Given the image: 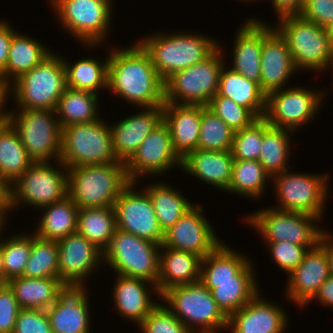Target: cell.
<instances>
[{
	"label": "cell",
	"instance_id": "6da1fadb",
	"mask_svg": "<svg viewBox=\"0 0 333 333\" xmlns=\"http://www.w3.org/2000/svg\"><path fill=\"white\" fill-rule=\"evenodd\" d=\"M107 89L139 108L164 104V81L139 42L109 53Z\"/></svg>",
	"mask_w": 333,
	"mask_h": 333
},
{
	"label": "cell",
	"instance_id": "7a4b0ae2",
	"mask_svg": "<svg viewBox=\"0 0 333 333\" xmlns=\"http://www.w3.org/2000/svg\"><path fill=\"white\" fill-rule=\"evenodd\" d=\"M129 183L122 161L67 169V195L78 208L114 207Z\"/></svg>",
	"mask_w": 333,
	"mask_h": 333
},
{
	"label": "cell",
	"instance_id": "3957f363",
	"mask_svg": "<svg viewBox=\"0 0 333 333\" xmlns=\"http://www.w3.org/2000/svg\"><path fill=\"white\" fill-rule=\"evenodd\" d=\"M149 53L160 78L165 81L173 73L189 68L209 57L219 44L203 34H154L138 41Z\"/></svg>",
	"mask_w": 333,
	"mask_h": 333
},
{
	"label": "cell",
	"instance_id": "277c9868",
	"mask_svg": "<svg viewBox=\"0 0 333 333\" xmlns=\"http://www.w3.org/2000/svg\"><path fill=\"white\" fill-rule=\"evenodd\" d=\"M160 298L168 303L166 306L192 333H217L220 329H227L228 317L200 280L172 287Z\"/></svg>",
	"mask_w": 333,
	"mask_h": 333
},
{
	"label": "cell",
	"instance_id": "5b68a950",
	"mask_svg": "<svg viewBox=\"0 0 333 333\" xmlns=\"http://www.w3.org/2000/svg\"><path fill=\"white\" fill-rule=\"evenodd\" d=\"M10 85L18 109H53L63 94L66 74L63 58L53 52ZM12 87V88H11Z\"/></svg>",
	"mask_w": 333,
	"mask_h": 333
},
{
	"label": "cell",
	"instance_id": "8992f818",
	"mask_svg": "<svg viewBox=\"0 0 333 333\" xmlns=\"http://www.w3.org/2000/svg\"><path fill=\"white\" fill-rule=\"evenodd\" d=\"M221 50L219 46L202 62L168 77L164 81V103L207 106L218 91L224 65Z\"/></svg>",
	"mask_w": 333,
	"mask_h": 333
},
{
	"label": "cell",
	"instance_id": "52a82bcc",
	"mask_svg": "<svg viewBox=\"0 0 333 333\" xmlns=\"http://www.w3.org/2000/svg\"><path fill=\"white\" fill-rule=\"evenodd\" d=\"M17 110L9 111L11 126L18 133L32 161L49 162L51 159H55V163L60 161L62 128L56 118L55 110Z\"/></svg>",
	"mask_w": 333,
	"mask_h": 333
},
{
	"label": "cell",
	"instance_id": "ba28073f",
	"mask_svg": "<svg viewBox=\"0 0 333 333\" xmlns=\"http://www.w3.org/2000/svg\"><path fill=\"white\" fill-rule=\"evenodd\" d=\"M104 122L100 118L62 128L60 161L67 169L120 162L114 152L111 128Z\"/></svg>",
	"mask_w": 333,
	"mask_h": 333
},
{
	"label": "cell",
	"instance_id": "9c48e42d",
	"mask_svg": "<svg viewBox=\"0 0 333 333\" xmlns=\"http://www.w3.org/2000/svg\"><path fill=\"white\" fill-rule=\"evenodd\" d=\"M275 28L286 40L297 70H327L332 53L331 41L324 27L304 20L300 15L278 19Z\"/></svg>",
	"mask_w": 333,
	"mask_h": 333
},
{
	"label": "cell",
	"instance_id": "30bf717a",
	"mask_svg": "<svg viewBox=\"0 0 333 333\" xmlns=\"http://www.w3.org/2000/svg\"><path fill=\"white\" fill-rule=\"evenodd\" d=\"M160 244L116 228L103 260L116 274L146 280L157 285Z\"/></svg>",
	"mask_w": 333,
	"mask_h": 333
},
{
	"label": "cell",
	"instance_id": "8fae6325",
	"mask_svg": "<svg viewBox=\"0 0 333 333\" xmlns=\"http://www.w3.org/2000/svg\"><path fill=\"white\" fill-rule=\"evenodd\" d=\"M318 220L322 219L311 214L267 207L249 215L245 221L259 231L265 243L287 241L312 249L319 244L324 231L314 223Z\"/></svg>",
	"mask_w": 333,
	"mask_h": 333
},
{
	"label": "cell",
	"instance_id": "7c38bea8",
	"mask_svg": "<svg viewBox=\"0 0 333 333\" xmlns=\"http://www.w3.org/2000/svg\"><path fill=\"white\" fill-rule=\"evenodd\" d=\"M63 28L89 47L98 46L108 34L112 0H49Z\"/></svg>",
	"mask_w": 333,
	"mask_h": 333
},
{
	"label": "cell",
	"instance_id": "4fadbf2b",
	"mask_svg": "<svg viewBox=\"0 0 333 333\" xmlns=\"http://www.w3.org/2000/svg\"><path fill=\"white\" fill-rule=\"evenodd\" d=\"M54 167L49 162H33L12 184L11 211L17 205L28 204L42 208L67 196V168L61 161Z\"/></svg>",
	"mask_w": 333,
	"mask_h": 333
},
{
	"label": "cell",
	"instance_id": "5bb4252c",
	"mask_svg": "<svg viewBox=\"0 0 333 333\" xmlns=\"http://www.w3.org/2000/svg\"><path fill=\"white\" fill-rule=\"evenodd\" d=\"M271 179L275 183L274 190L279 202L274 208L322 218L327 200L328 174H297L285 170Z\"/></svg>",
	"mask_w": 333,
	"mask_h": 333
},
{
	"label": "cell",
	"instance_id": "9a60e30c",
	"mask_svg": "<svg viewBox=\"0 0 333 333\" xmlns=\"http://www.w3.org/2000/svg\"><path fill=\"white\" fill-rule=\"evenodd\" d=\"M321 92L299 86L269 93L266 96L263 118L272 127L286 128L295 132L317 114L323 97Z\"/></svg>",
	"mask_w": 333,
	"mask_h": 333
},
{
	"label": "cell",
	"instance_id": "2e32d148",
	"mask_svg": "<svg viewBox=\"0 0 333 333\" xmlns=\"http://www.w3.org/2000/svg\"><path fill=\"white\" fill-rule=\"evenodd\" d=\"M136 182H130L115 201L116 227L156 244L164 242V231L160 228L148 193L135 191Z\"/></svg>",
	"mask_w": 333,
	"mask_h": 333
},
{
	"label": "cell",
	"instance_id": "e0dca14e",
	"mask_svg": "<svg viewBox=\"0 0 333 333\" xmlns=\"http://www.w3.org/2000/svg\"><path fill=\"white\" fill-rule=\"evenodd\" d=\"M181 163L182 159L174 151L169 128L162 121L125 163V168L129 181L137 183L141 176L162 175L174 166L181 167Z\"/></svg>",
	"mask_w": 333,
	"mask_h": 333
},
{
	"label": "cell",
	"instance_id": "ac0fdd59",
	"mask_svg": "<svg viewBox=\"0 0 333 333\" xmlns=\"http://www.w3.org/2000/svg\"><path fill=\"white\" fill-rule=\"evenodd\" d=\"M221 242L204 216L203 208L195 204L164 232L161 247L192 252L204 258Z\"/></svg>",
	"mask_w": 333,
	"mask_h": 333
},
{
	"label": "cell",
	"instance_id": "d6986e66",
	"mask_svg": "<svg viewBox=\"0 0 333 333\" xmlns=\"http://www.w3.org/2000/svg\"><path fill=\"white\" fill-rule=\"evenodd\" d=\"M57 243L60 281L66 287L84 288L87 276L102 262L103 251L78 232L69 234Z\"/></svg>",
	"mask_w": 333,
	"mask_h": 333
},
{
	"label": "cell",
	"instance_id": "ffe728a7",
	"mask_svg": "<svg viewBox=\"0 0 333 333\" xmlns=\"http://www.w3.org/2000/svg\"><path fill=\"white\" fill-rule=\"evenodd\" d=\"M297 71L286 40L280 33L262 22L261 90L267 96L281 90ZM283 86V87H282Z\"/></svg>",
	"mask_w": 333,
	"mask_h": 333
},
{
	"label": "cell",
	"instance_id": "44dd1931",
	"mask_svg": "<svg viewBox=\"0 0 333 333\" xmlns=\"http://www.w3.org/2000/svg\"><path fill=\"white\" fill-rule=\"evenodd\" d=\"M331 275L328 258L318 244L308 249L301 263L288 274L286 294L294 304L306 306L318 293L321 284Z\"/></svg>",
	"mask_w": 333,
	"mask_h": 333
},
{
	"label": "cell",
	"instance_id": "7402d4cb",
	"mask_svg": "<svg viewBox=\"0 0 333 333\" xmlns=\"http://www.w3.org/2000/svg\"><path fill=\"white\" fill-rule=\"evenodd\" d=\"M260 291L237 312L228 317L231 333H284L288 317L279 305L268 302Z\"/></svg>",
	"mask_w": 333,
	"mask_h": 333
},
{
	"label": "cell",
	"instance_id": "603a6c76",
	"mask_svg": "<svg viewBox=\"0 0 333 333\" xmlns=\"http://www.w3.org/2000/svg\"><path fill=\"white\" fill-rule=\"evenodd\" d=\"M140 113L124 118L111 126L116 158L126 163L145 138L163 121L162 106L144 107Z\"/></svg>",
	"mask_w": 333,
	"mask_h": 333
},
{
	"label": "cell",
	"instance_id": "cb8c5ba5",
	"mask_svg": "<svg viewBox=\"0 0 333 333\" xmlns=\"http://www.w3.org/2000/svg\"><path fill=\"white\" fill-rule=\"evenodd\" d=\"M85 289L67 287L46 309L52 333H89L91 313Z\"/></svg>",
	"mask_w": 333,
	"mask_h": 333
},
{
	"label": "cell",
	"instance_id": "d4e9b609",
	"mask_svg": "<svg viewBox=\"0 0 333 333\" xmlns=\"http://www.w3.org/2000/svg\"><path fill=\"white\" fill-rule=\"evenodd\" d=\"M163 122L167 125L176 154L183 159L197 149L201 125V105L164 103Z\"/></svg>",
	"mask_w": 333,
	"mask_h": 333
},
{
	"label": "cell",
	"instance_id": "484cf974",
	"mask_svg": "<svg viewBox=\"0 0 333 333\" xmlns=\"http://www.w3.org/2000/svg\"><path fill=\"white\" fill-rule=\"evenodd\" d=\"M238 29L231 69L261 88L262 21L247 19Z\"/></svg>",
	"mask_w": 333,
	"mask_h": 333
},
{
	"label": "cell",
	"instance_id": "4316f807",
	"mask_svg": "<svg viewBox=\"0 0 333 333\" xmlns=\"http://www.w3.org/2000/svg\"><path fill=\"white\" fill-rule=\"evenodd\" d=\"M116 275L113 295L117 312L139 325L158 304L151 300L150 289L147 288L150 284L151 289L160 296L157 285L139 278Z\"/></svg>",
	"mask_w": 333,
	"mask_h": 333
},
{
	"label": "cell",
	"instance_id": "83f0119b",
	"mask_svg": "<svg viewBox=\"0 0 333 333\" xmlns=\"http://www.w3.org/2000/svg\"><path fill=\"white\" fill-rule=\"evenodd\" d=\"M233 161L231 151L196 149L182 159L180 169L196 176L200 181L227 191L232 178Z\"/></svg>",
	"mask_w": 333,
	"mask_h": 333
},
{
	"label": "cell",
	"instance_id": "f1b7e54d",
	"mask_svg": "<svg viewBox=\"0 0 333 333\" xmlns=\"http://www.w3.org/2000/svg\"><path fill=\"white\" fill-rule=\"evenodd\" d=\"M201 263L202 257L192 252L160 247L157 283L160 296L172 287L199 281Z\"/></svg>",
	"mask_w": 333,
	"mask_h": 333
},
{
	"label": "cell",
	"instance_id": "f546056e",
	"mask_svg": "<svg viewBox=\"0 0 333 333\" xmlns=\"http://www.w3.org/2000/svg\"><path fill=\"white\" fill-rule=\"evenodd\" d=\"M255 272L249 262L233 280L201 281L211 292L222 312L229 317L245 306L258 292Z\"/></svg>",
	"mask_w": 333,
	"mask_h": 333
},
{
	"label": "cell",
	"instance_id": "4dcf8cb0",
	"mask_svg": "<svg viewBox=\"0 0 333 333\" xmlns=\"http://www.w3.org/2000/svg\"><path fill=\"white\" fill-rule=\"evenodd\" d=\"M21 309H48L67 288L58 278H26L18 276L8 281Z\"/></svg>",
	"mask_w": 333,
	"mask_h": 333
},
{
	"label": "cell",
	"instance_id": "1f68e13d",
	"mask_svg": "<svg viewBox=\"0 0 333 333\" xmlns=\"http://www.w3.org/2000/svg\"><path fill=\"white\" fill-rule=\"evenodd\" d=\"M217 94L231 99L249 109L257 118H263L266 109V95L260 86L223 65Z\"/></svg>",
	"mask_w": 333,
	"mask_h": 333
},
{
	"label": "cell",
	"instance_id": "d6a6232c",
	"mask_svg": "<svg viewBox=\"0 0 333 333\" xmlns=\"http://www.w3.org/2000/svg\"><path fill=\"white\" fill-rule=\"evenodd\" d=\"M45 213L34 233L45 240L59 241L77 232L79 208L67 195L62 200L40 208Z\"/></svg>",
	"mask_w": 333,
	"mask_h": 333
},
{
	"label": "cell",
	"instance_id": "836d02e7",
	"mask_svg": "<svg viewBox=\"0 0 333 333\" xmlns=\"http://www.w3.org/2000/svg\"><path fill=\"white\" fill-rule=\"evenodd\" d=\"M50 54L51 52L42 42L17 32L9 47L6 70L1 75L10 85L23 73L40 64Z\"/></svg>",
	"mask_w": 333,
	"mask_h": 333
},
{
	"label": "cell",
	"instance_id": "e575fe53",
	"mask_svg": "<svg viewBox=\"0 0 333 333\" xmlns=\"http://www.w3.org/2000/svg\"><path fill=\"white\" fill-rule=\"evenodd\" d=\"M99 94L66 88L58 99L55 112L61 128L97 121Z\"/></svg>",
	"mask_w": 333,
	"mask_h": 333
},
{
	"label": "cell",
	"instance_id": "d590c367",
	"mask_svg": "<svg viewBox=\"0 0 333 333\" xmlns=\"http://www.w3.org/2000/svg\"><path fill=\"white\" fill-rule=\"evenodd\" d=\"M114 207L79 208L77 232L104 251L116 230Z\"/></svg>",
	"mask_w": 333,
	"mask_h": 333
},
{
	"label": "cell",
	"instance_id": "8d00e7d4",
	"mask_svg": "<svg viewBox=\"0 0 333 333\" xmlns=\"http://www.w3.org/2000/svg\"><path fill=\"white\" fill-rule=\"evenodd\" d=\"M153 204L160 228L165 232L194 205L182 193L166 183H154L143 188Z\"/></svg>",
	"mask_w": 333,
	"mask_h": 333
},
{
	"label": "cell",
	"instance_id": "74e56055",
	"mask_svg": "<svg viewBox=\"0 0 333 333\" xmlns=\"http://www.w3.org/2000/svg\"><path fill=\"white\" fill-rule=\"evenodd\" d=\"M106 57L104 62L83 58L75 64L71 62V65L63 58L67 87L95 94H98L99 89H107L109 56Z\"/></svg>",
	"mask_w": 333,
	"mask_h": 333
},
{
	"label": "cell",
	"instance_id": "f35d334b",
	"mask_svg": "<svg viewBox=\"0 0 333 333\" xmlns=\"http://www.w3.org/2000/svg\"><path fill=\"white\" fill-rule=\"evenodd\" d=\"M250 262L243 254L237 250L229 248L224 243H220L213 251L202 258L200 281H224L233 280Z\"/></svg>",
	"mask_w": 333,
	"mask_h": 333
},
{
	"label": "cell",
	"instance_id": "ab89813d",
	"mask_svg": "<svg viewBox=\"0 0 333 333\" xmlns=\"http://www.w3.org/2000/svg\"><path fill=\"white\" fill-rule=\"evenodd\" d=\"M290 133L293 134L294 131L272 126L263 133L258 161L271 177L290 169L288 165L289 153H291Z\"/></svg>",
	"mask_w": 333,
	"mask_h": 333
},
{
	"label": "cell",
	"instance_id": "60d3db41",
	"mask_svg": "<svg viewBox=\"0 0 333 333\" xmlns=\"http://www.w3.org/2000/svg\"><path fill=\"white\" fill-rule=\"evenodd\" d=\"M26 278H58V243L31 234V251L22 274Z\"/></svg>",
	"mask_w": 333,
	"mask_h": 333
},
{
	"label": "cell",
	"instance_id": "b9f144b4",
	"mask_svg": "<svg viewBox=\"0 0 333 333\" xmlns=\"http://www.w3.org/2000/svg\"><path fill=\"white\" fill-rule=\"evenodd\" d=\"M271 176L256 160H234L232 178L228 192L248 197L258 198L264 194L266 182Z\"/></svg>",
	"mask_w": 333,
	"mask_h": 333
},
{
	"label": "cell",
	"instance_id": "7bdbcfd3",
	"mask_svg": "<svg viewBox=\"0 0 333 333\" xmlns=\"http://www.w3.org/2000/svg\"><path fill=\"white\" fill-rule=\"evenodd\" d=\"M32 163L18 133L10 126L0 137V174L12 185Z\"/></svg>",
	"mask_w": 333,
	"mask_h": 333
},
{
	"label": "cell",
	"instance_id": "ee69618b",
	"mask_svg": "<svg viewBox=\"0 0 333 333\" xmlns=\"http://www.w3.org/2000/svg\"><path fill=\"white\" fill-rule=\"evenodd\" d=\"M234 131L211 109L201 105V125L197 149L230 151Z\"/></svg>",
	"mask_w": 333,
	"mask_h": 333
},
{
	"label": "cell",
	"instance_id": "f6af8a7d",
	"mask_svg": "<svg viewBox=\"0 0 333 333\" xmlns=\"http://www.w3.org/2000/svg\"><path fill=\"white\" fill-rule=\"evenodd\" d=\"M269 126L264 118H258L250 126L234 132L230 150L233 159L258 161L263 133Z\"/></svg>",
	"mask_w": 333,
	"mask_h": 333
},
{
	"label": "cell",
	"instance_id": "bcb514c9",
	"mask_svg": "<svg viewBox=\"0 0 333 333\" xmlns=\"http://www.w3.org/2000/svg\"><path fill=\"white\" fill-rule=\"evenodd\" d=\"M17 234L5 241L1 238L5 271V284L14 277L22 276L31 251V235Z\"/></svg>",
	"mask_w": 333,
	"mask_h": 333
},
{
	"label": "cell",
	"instance_id": "7dc6e473",
	"mask_svg": "<svg viewBox=\"0 0 333 333\" xmlns=\"http://www.w3.org/2000/svg\"><path fill=\"white\" fill-rule=\"evenodd\" d=\"M207 107L219 116L234 132L250 126L258 119L249 109L217 93L212 97Z\"/></svg>",
	"mask_w": 333,
	"mask_h": 333
},
{
	"label": "cell",
	"instance_id": "c3c4849f",
	"mask_svg": "<svg viewBox=\"0 0 333 333\" xmlns=\"http://www.w3.org/2000/svg\"><path fill=\"white\" fill-rule=\"evenodd\" d=\"M139 325L142 333H192L164 303H158Z\"/></svg>",
	"mask_w": 333,
	"mask_h": 333
},
{
	"label": "cell",
	"instance_id": "681fc988",
	"mask_svg": "<svg viewBox=\"0 0 333 333\" xmlns=\"http://www.w3.org/2000/svg\"><path fill=\"white\" fill-rule=\"evenodd\" d=\"M267 247L277 266L290 274L303 260L308 248L287 241L267 242Z\"/></svg>",
	"mask_w": 333,
	"mask_h": 333
},
{
	"label": "cell",
	"instance_id": "f907efd6",
	"mask_svg": "<svg viewBox=\"0 0 333 333\" xmlns=\"http://www.w3.org/2000/svg\"><path fill=\"white\" fill-rule=\"evenodd\" d=\"M13 333H52L45 309H21Z\"/></svg>",
	"mask_w": 333,
	"mask_h": 333
},
{
	"label": "cell",
	"instance_id": "816d5d0a",
	"mask_svg": "<svg viewBox=\"0 0 333 333\" xmlns=\"http://www.w3.org/2000/svg\"><path fill=\"white\" fill-rule=\"evenodd\" d=\"M21 307L9 284L0 285V333H13Z\"/></svg>",
	"mask_w": 333,
	"mask_h": 333
},
{
	"label": "cell",
	"instance_id": "f5cc1de1",
	"mask_svg": "<svg viewBox=\"0 0 333 333\" xmlns=\"http://www.w3.org/2000/svg\"><path fill=\"white\" fill-rule=\"evenodd\" d=\"M300 16L324 27L333 20V0H305Z\"/></svg>",
	"mask_w": 333,
	"mask_h": 333
},
{
	"label": "cell",
	"instance_id": "db71d44e",
	"mask_svg": "<svg viewBox=\"0 0 333 333\" xmlns=\"http://www.w3.org/2000/svg\"><path fill=\"white\" fill-rule=\"evenodd\" d=\"M16 33L7 21H0V74L6 70L9 47Z\"/></svg>",
	"mask_w": 333,
	"mask_h": 333
},
{
	"label": "cell",
	"instance_id": "11a10c76",
	"mask_svg": "<svg viewBox=\"0 0 333 333\" xmlns=\"http://www.w3.org/2000/svg\"><path fill=\"white\" fill-rule=\"evenodd\" d=\"M278 18L300 15L305 0H271Z\"/></svg>",
	"mask_w": 333,
	"mask_h": 333
},
{
	"label": "cell",
	"instance_id": "9f6ffc18",
	"mask_svg": "<svg viewBox=\"0 0 333 333\" xmlns=\"http://www.w3.org/2000/svg\"><path fill=\"white\" fill-rule=\"evenodd\" d=\"M11 183L0 174V213L5 217L11 211Z\"/></svg>",
	"mask_w": 333,
	"mask_h": 333
},
{
	"label": "cell",
	"instance_id": "6f0895ef",
	"mask_svg": "<svg viewBox=\"0 0 333 333\" xmlns=\"http://www.w3.org/2000/svg\"><path fill=\"white\" fill-rule=\"evenodd\" d=\"M318 299L319 302L333 308V276L330 275L320 286L318 293L312 300Z\"/></svg>",
	"mask_w": 333,
	"mask_h": 333
},
{
	"label": "cell",
	"instance_id": "680465c9",
	"mask_svg": "<svg viewBox=\"0 0 333 333\" xmlns=\"http://www.w3.org/2000/svg\"><path fill=\"white\" fill-rule=\"evenodd\" d=\"M319 245L326 253L330 267V273L333 276V235L323 231L320 236Z\"/></svg>",
	"mask_w": 333,
	"mask_h": 333
},
{
	"label": "cell",
	"instance_id": "91938a15",
	"mask_svg": "<svg viewBox=\"0 0 333 333\" xmlns=\"http://www.w3.org/2000/svg\"><path fill=\"white\" fill-rule=\"evenodd\" d=\"M8 89H10V85L4 80V78L0 74V117L9 115V112L5 110L4 113L3 110L5 109L4 106L7 101L6 99L8 98V96H10L9 94H11Z\"/></svg>",
	"mask_w": 333,
	"mask_h": 333
},
{
	"label": "cell",
	"instance_id": "94428289",
	"mask_svg": "<svg viewBox=\"0 0 333 333\" xmlns=\"http://www.w3.org/2000/svg\"><path fill=\"white\" fill-rule=\"evenodd\" d=\"M11 126L9 115L0 117V137Z\"/></svg>",
	"mask_w": 333,
	"mask_h": 333
},
{
	"label": "cell",
	"instance_id": "6125c7cd",
	"mask_svg": "<svg viewBox=\"0 0 333 333\" xmlns=\"http://www.w3.org/2000/svg\"><path fill=\"white\" fill-rule=\"evenodd\" d=\"M4 284H5V271H4L2 246H1V239H0V285H4Z\"/></svg>",
	"mask_w": 333,
	"mask_h": 333
},
{
	"label": "cell",
	"instance_id": "be15d7a7",
	"mask_svg": "<svg viewBox=\"0 0 333 333\" xmlns=\"http://www.w3.org/2000/svg\"><path fill=\"white\" fill-rule=\"evenodd\" d=\"M326 35L329 37L331 44L333 45V20L324 26Z\"/></svg>",
	"mask_w": 333,
	"mask_h": 333
},
{
	"label": "cell",
	"instance_id": "e7e4bbea",
	"mask_svg": "<svg viewBox=\"0 0 333 333\" xmlns=\"http://www.w3.org/2000/svg\"><path fill=\"white\" fill-rule=\"evenodd\" d=\"M6 218L7 217H4L1 213H0V233L2 232V228L1 227H3L5 224V222H6Z\"/></svg>",
	"mask_w": 333,
	"mask_h": 333
},
{
	"label": "cell",
	"instance_id": "03108f58",
	"mask_svg": "<svg viewBox=\"0 0 333 333\" xmlns=\"http://www.w3.org/2000/svg\"><path fill=\"white\" fill-rule=\"evenodd\" d=\"M329 65H331L330 67L333 69V47H332V53H331Z\"/></svg>",
	"mask_w": 333,
	"mask_h": 333
}]
</instances>
